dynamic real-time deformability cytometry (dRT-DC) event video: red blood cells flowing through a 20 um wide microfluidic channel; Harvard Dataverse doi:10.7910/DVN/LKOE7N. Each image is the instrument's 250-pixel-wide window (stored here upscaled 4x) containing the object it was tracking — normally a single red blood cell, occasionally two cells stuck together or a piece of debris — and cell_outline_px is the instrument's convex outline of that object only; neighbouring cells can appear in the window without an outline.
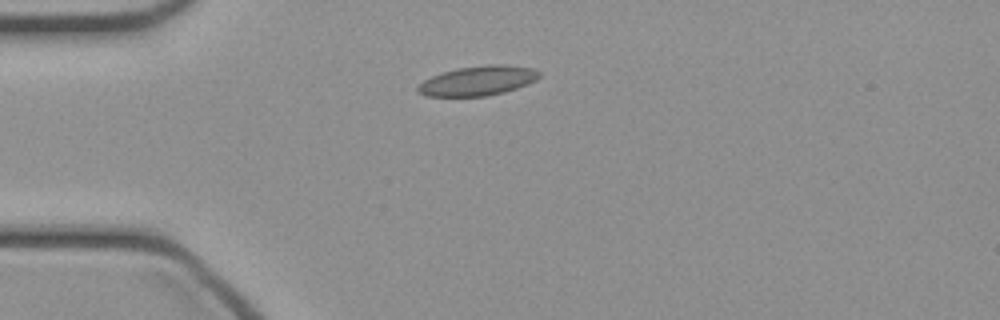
{"species": "common noctule bat (a hibernating species)", "species_latin": "Nyctalus noctula", "temperature_condition": "cold", "stored_images_in_passage": 36, "camera_frame_rate_fps": 3000, "um_per_image_px": 0.085, "animal": {"sex": "female", "body_mass_g": 21.9}, "frame": {"image": 1, "passage_image": 1, "time_ms": 0.0, "image_size_px": [1000, 320], "cell_outline_px": [[540, 76], [536, 80], [528, 84], [504, 92], [484, 96], [424, 96], [416, 92], [416, 88], [424, 80], [432, 76], [456, 68], [488, 64], [504, 64], [532, 68], [540, 72]], "centroid_in_image_um": [40.61, 6.86], "position_along_channel_um": 44.4, "area_um2": 20.98}}
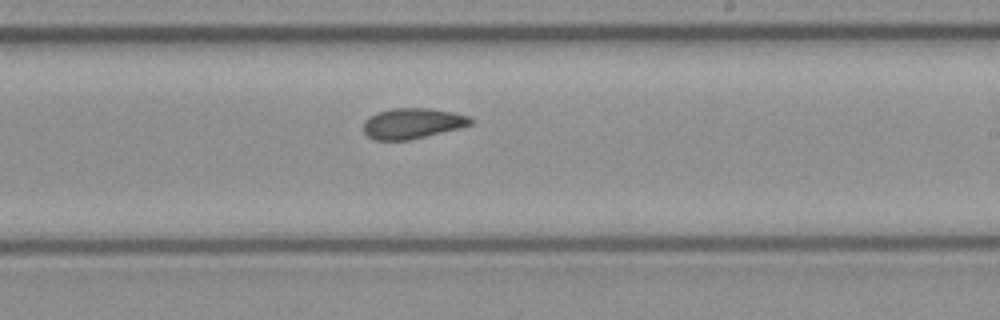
{"frame": {"image": 2, "passage_image": 17, "time_ms": 5.333, "image_size_px": [1000, 320], "cell_outline_px": [[476, 120], [472, 124], [460, 128], [408, 140], [372, 140], [364, 132], [364, 120], [376, 112], [392, 108], [432, 108], [472, 116]], "centroid_in_image_um": [35.09, 10.48], "position_along_channel_um": 253.9, "area_um2": 19.31}}
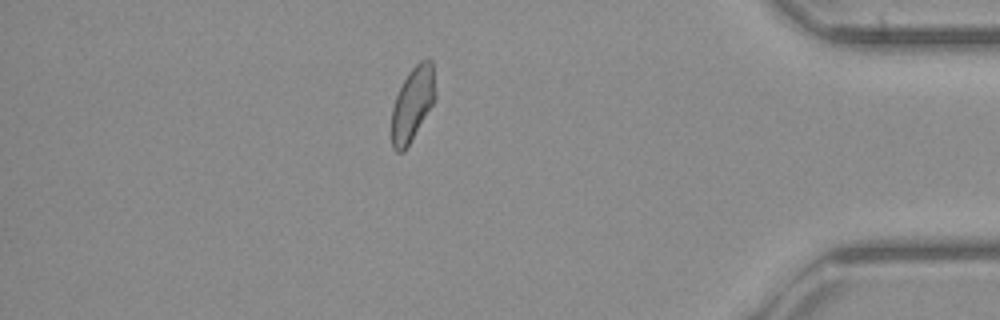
{"frame": {"image": 3, "passage_image": 30, "time_ms": 9.667, "image_size_px": [1000, 320], "cell_outline_px": [[436, 96], [432, 104], [404, 152], [396, 152], [392, 148], [392, 108], [396, 96], [408, 72], [420, 60], [428, 56], [432, 60], [436, 92]], "centroid_in_image_um": [35.07, 8.79], "position_along_channel_um": 400.1, "area_um2": 18.73}}